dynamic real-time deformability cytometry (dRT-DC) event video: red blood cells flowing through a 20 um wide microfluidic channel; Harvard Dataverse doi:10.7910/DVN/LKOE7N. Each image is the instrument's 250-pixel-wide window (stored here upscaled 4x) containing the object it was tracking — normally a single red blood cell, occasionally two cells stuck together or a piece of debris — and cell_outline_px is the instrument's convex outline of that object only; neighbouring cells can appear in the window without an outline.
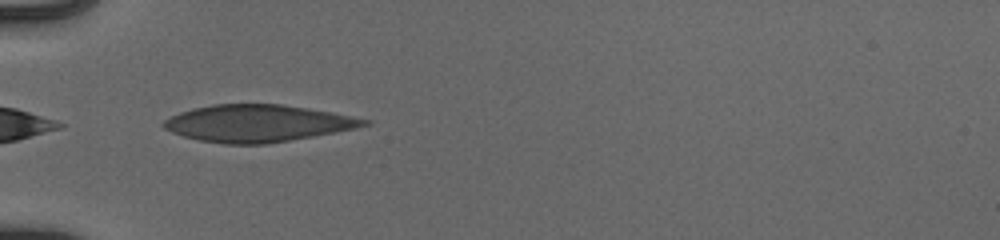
{"species": "human", "species_latin": "Homo sapiens", "temperature_condition": "cold", "stored_images_in_passage": 35, "camera_frame_rate_fps": 3000, "um_per_image_px": 0.085, "donor": {"sex": "male"}, "frame": {"image": 1, "passage_image": 2, "time_ms": 0.333, "image_size_px": [1000, 240], "cell_outline_px": [[372, 124], [356, 128], [268, 144], [224, 144], [200, 140], [184, 136], [172, 132], [164, 128], [160, 124], [164, 120], [180, 112], [192, 108], [212, 104], [280, 104], [308, 108], [372, 120]], "centroid_in_image_um": [21.88, 10.48], "position_along_channel_um": 63.1, "area_um2": 43.12}}
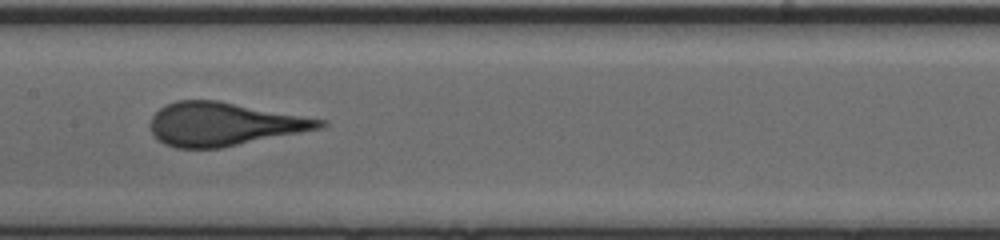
{"frame": {"image": 2, "passage_image": 12, "time_ms": 3.667, "image_size_px": [1000, 240], "cell_outline_px": [[328, 124], [320, 128], [220, 148], [176, 148], [164, 144], [152, 132], [152, 116], [164, 104], [176, 100], [220, 100], [328, 120]], "centroid_in_image_um": [19.04, 10.53], "position_along_channel_um": 188.4, "area_um2": 42.66}}
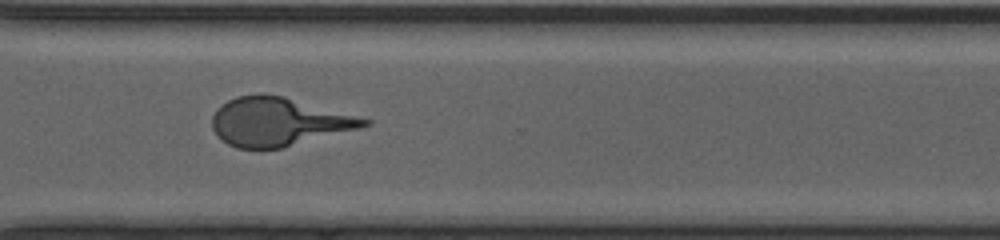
{"frame": {"image": 3, "passage_image": 24, "time_ms": 7.667, "image_size_px": [1000, 240], "cell_outline_px": [[372, 124], [360, 128], [280, 148], [236, 148], [228, 144], [212, 128], [212, 116], [216, 108], [220, 104], [236, 96], [284, 96], [372, 120]], "centroid_in_image_um": [23.67, 10.36], "position_along_channel_um": 346.9, "area_um2": 42.08}}